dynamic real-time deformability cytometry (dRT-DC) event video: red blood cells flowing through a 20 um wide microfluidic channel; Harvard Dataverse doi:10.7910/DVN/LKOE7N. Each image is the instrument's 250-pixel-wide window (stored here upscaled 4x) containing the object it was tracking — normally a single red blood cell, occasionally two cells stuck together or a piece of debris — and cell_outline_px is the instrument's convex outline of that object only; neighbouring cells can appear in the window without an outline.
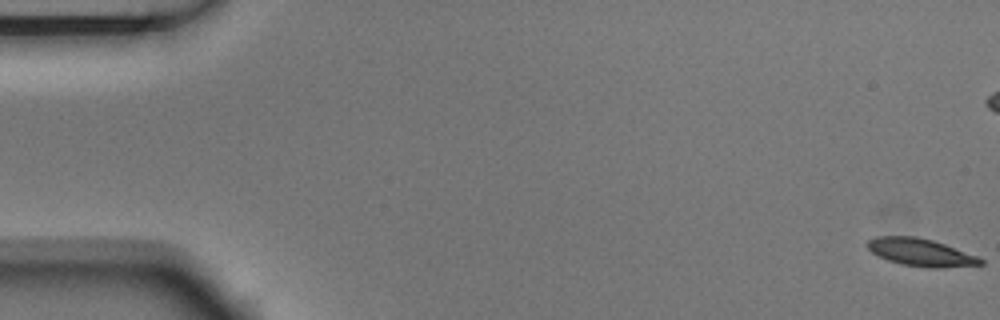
{"species": "Egyptian fruit bat (a non-hibernating species)", "species_latin": "Rousettus aegyptiacus", "temperature_condition": "room temperature", "stored_images_in_passage": 5, "camera_frame_rate_fps": 3000, "um_per_image_px": 0.085, "animal": {"sex": "male"}, "frame": {"image": 1, "passage_image": 1, "time_ms": 0.0, "image_size_px": [1000, 320], "cell_outline_px": [[984, 264], [944, 268], [928, 268], [900, 264], [888, 260], [872, 252], [868, 248], [868, 240], [876, 236], [916, 236], [932, 240], [944, 244], [976, 256], [984, 260]], "centroid_in_image_um": [78.26, 21.46], "position_along_channel_um": 6.7, "area_um2": 18.03}}